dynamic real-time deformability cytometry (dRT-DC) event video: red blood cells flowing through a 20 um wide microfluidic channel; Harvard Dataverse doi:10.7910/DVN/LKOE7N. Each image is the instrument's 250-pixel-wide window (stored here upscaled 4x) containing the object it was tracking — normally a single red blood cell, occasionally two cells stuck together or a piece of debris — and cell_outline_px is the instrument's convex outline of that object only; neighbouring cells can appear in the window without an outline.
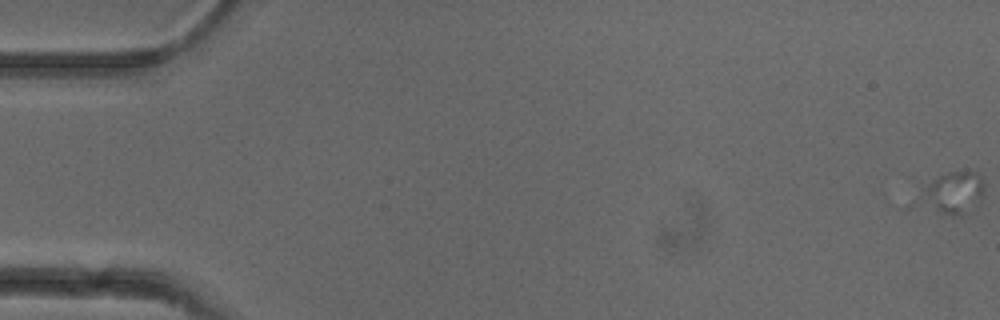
{"species": "common noctule bat (a hibernating species)", "species_latin": "Nyctalus noctula", "temperature_condition": "cold", "stored_images_in_passage": 13, "camera_frame_rate_fps": 3000, "um_per_image_px": 0.085, "animal": {"sex": "female"}, "frame": {"image": 1, "passage_image": 1, "time_ms": 0.0, "image_size_px": [1000, 320], "cell_outline_px": [[984, 192], [980, 200], [960, 216], [956, 216], [944, 212], [936, 204], [928, 188], [940, 176], [948, 172], [976, 172], [980, 176], [984, 184]], "centroid_in_image_um": [81.37, 16.3], "position_along_channel_um": 3.6, "area_um2": 13.01}}